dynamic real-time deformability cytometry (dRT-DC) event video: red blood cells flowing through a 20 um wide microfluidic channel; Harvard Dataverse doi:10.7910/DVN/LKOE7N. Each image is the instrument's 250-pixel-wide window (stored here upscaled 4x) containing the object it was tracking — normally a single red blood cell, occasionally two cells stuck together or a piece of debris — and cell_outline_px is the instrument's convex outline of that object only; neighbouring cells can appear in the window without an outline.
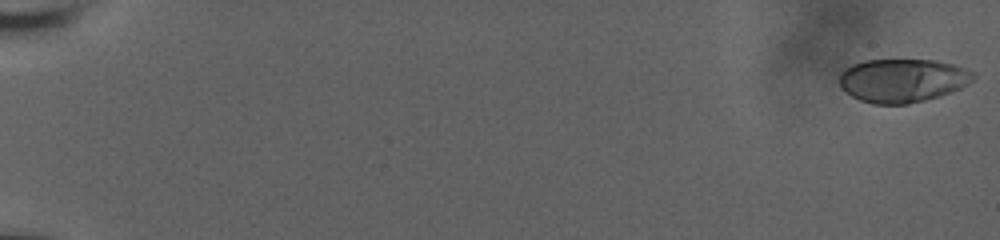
{"species": "human", "species_latin": "Homo sapiens", "temperature_condition": "room temperature", "stored_images_in_passage": 19, "camera_frame_rate_fps": 3000, "um_per_image_px": 0.085, "donor": {"sex": "male"}, "frame": {"image": 1, "passage_image": 1, "time_ms": 0.0, "image_size_px": [1000, 240], "cell_outline_px": [[976, 76], [972, 80], [960, 88], [940, 96], [908, 104], [872, 104], [860, 100], [852, 96], [840, 88], [840, 72], [844, 68], [852, 64], [864, 60], [936, 60], [968, 68]], "centroid_in_image_um": [76.69, 6.83], "position_along_channel_um": 8.3, "area_um2": 34.1}}
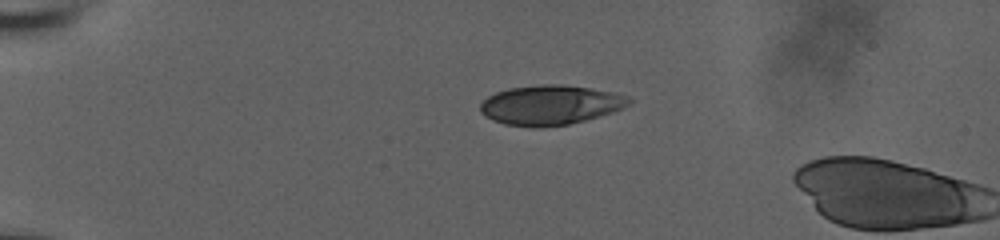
{"frame": {"image": 2, "passage_image": 16, "time_ms": 5.0, "image_size_px": [1000, 240], "cell_outline_px": [[632, 100], [628, 104], [612, 112], [584, 120], [568, 124], [536, 128], [532, 128], [504, 124], [492, 120], [480, 112], [480, 104], [488, 96], [496, 92], [508, 88], [544, 84], [560, 84], [588, 88], [612, 92], [628, 96]], "centroid_in_image_um": [46.73, 8.93], "position_along_channel_um": 38.3, "area_um2": 34.16}}